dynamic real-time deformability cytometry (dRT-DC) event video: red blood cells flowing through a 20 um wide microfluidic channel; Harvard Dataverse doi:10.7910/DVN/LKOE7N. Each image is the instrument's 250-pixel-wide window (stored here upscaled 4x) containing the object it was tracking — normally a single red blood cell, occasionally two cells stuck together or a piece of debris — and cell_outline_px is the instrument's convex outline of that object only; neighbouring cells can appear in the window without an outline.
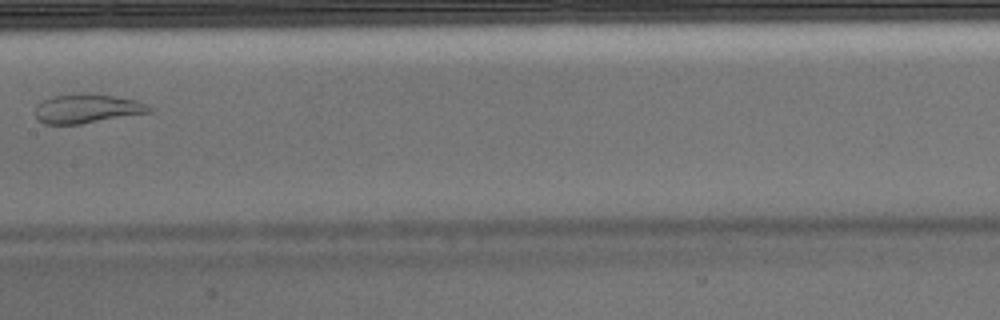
{"species": "Egyptian fruit bat (a non-hibernating species)", "species_latin": "Rousettus aegyptiacus", "temperature_condition": "warm", "stored_images_in_passage": 4, "camera_frame_rate_fps": 3000, "um_per_image_px": 0.085, "animal": {"sex": "male"}, "frame": {"image": 1, "passage_image": 4, "time_ms": 1.0, "image_size_px": [1000, 320], "cell_outline_px": [[152, 112], [80, 124], [44, 124], [36, 120], [36, 104], [52, 96], [76, 92], [88, 92], [140, 100], [148, 104], [152, 108]], "centroid_in_image_um": [7.41, 9.21], "position_along_channel_um": 200.0, "area_um2": 19.83}}